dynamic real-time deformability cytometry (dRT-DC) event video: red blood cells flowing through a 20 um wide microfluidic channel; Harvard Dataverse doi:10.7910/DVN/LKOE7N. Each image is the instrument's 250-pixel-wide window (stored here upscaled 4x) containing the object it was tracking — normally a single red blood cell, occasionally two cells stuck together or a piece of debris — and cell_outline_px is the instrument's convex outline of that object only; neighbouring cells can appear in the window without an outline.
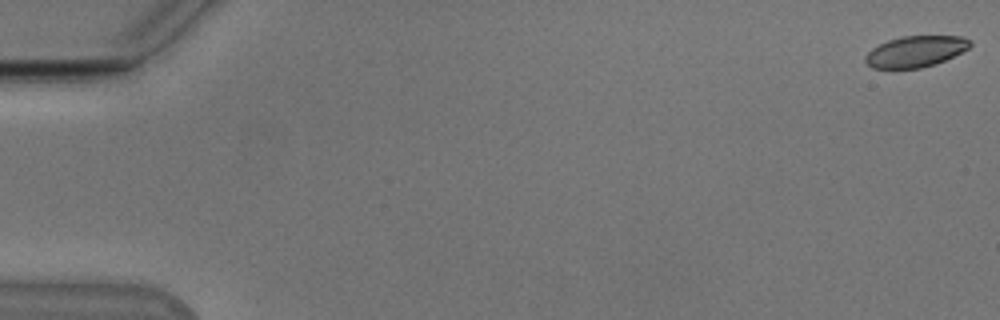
{"species": "Egyptian fruit bat (a non-hibernating species)", "species_latin": "Rousettus aegyptiacus", "temperature_condition": "cold", "stored_images_in_passage": 54, "camera_frame_rate_fps": 3000, "um_per_image_px": 0.085, "animal": {"sex": "male"}, "frame": {"image": 1, "passage_image": 1, "time_ms": 0.0, "image_size_px": [1000, 320], "cell_outline_px": [[972, 44], [968, 48], [944, 60], [920, 68], [872, 68], [864, 60], [864, 56], [872, 48], [888, 40], [904, 36], [964, 36]], "centroid_in_image_um": [77.79, 4.37], "position_along_channel_um": 7.2, "area_um2": 18.67}}
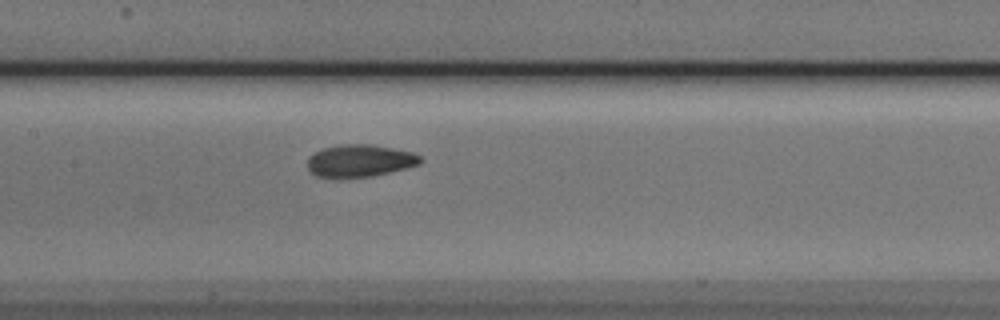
{"frame": {"image": 2, "passage_image": 27, "time_ms": 8.667, "image_size_px": [1000, 320], "cell_outline_px": [[424, 160], [420, 164], [388, 172], [368, 176], [316, 176], [308, 168], [308, 156], [324, 148], [340, 144], [372, 144], [412, 152], [420, 156]], "centroid_in_image_um": [30.61, 13.63], "position_along_channel_um": 176.8, "area_um2": 20.75}}
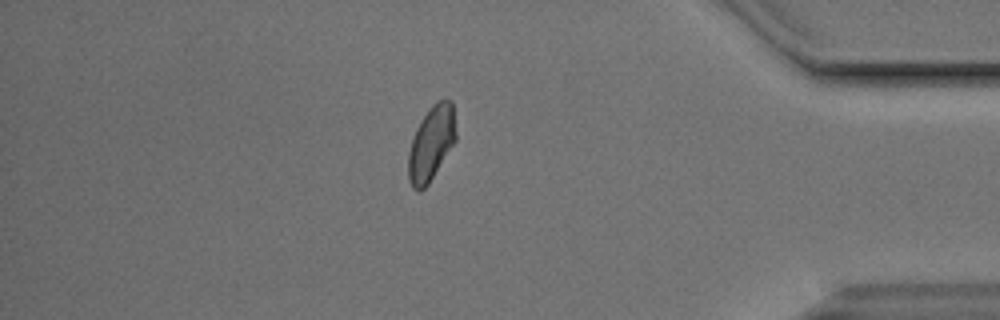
{"frame": {"image": 3, "passage_image": 47, "time_ms": 15.333, "image_size_px": [1000, 320], "cell_outline_px": [[456, 140], [428, 184], [420, 192], [412, 188], [408, 180], [408, 152], [416, 128], [432, 104], [436, 100], [452, 100], [456, 132]], "centroid_in_image_um": [36.65, 12.2], "position_along_channel_um": 398.6, "area_um2": 20.58}, "authors_computed_cell_mechanics": {"area_um2": 20.6346, "velocity_mm_per_s": 3.8272, "shape_relaxation_time_tau1_ms": 2.8065, "shape_relaxation_time_tau2_ms": 1.5616, "deformation_change_tau1": 0.0985, "deformation_change_tau2": 0.0486}}